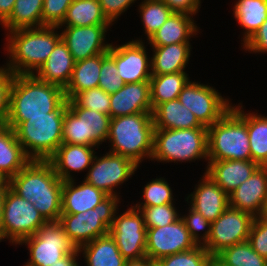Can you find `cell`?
I'll use <instances>...</instances> for the list:
<instances>
[{"label": "cell", "mask_w": 267, "mask_h": 266, "mask_svg": "<svg viewBox=\"0 0 267 266\" xmlns=\"http://www.w3.org/2000/svg\"><path fill=\"white\" fill-rule=\"evenodd\" d=\"M9 186L31 202L47 222L59 221L63 181L48 160H31L9 180Z\"/></svg>", "instance_id": "cell-1"}, {"label": "cell", "mask_w": 267, "mask_h": 266, "mask_svg": "<svg viewBox=\"0 0 267 266\" xmlns=\"http://www.w3.org/2000/svg\"><path fill=\"white\" fill-rule=\"evenodd\" d=\"M66 100L64 89L32 75H14L7 125L14 129L27 117L49 116Z\"/></svg>", "instance_id": "cell-2"}, {"label": "cell", "mask_w": 267, "mask_h": 266, "mask_svg": "<svg viewBox=\"0 0 267 266\" xmlns=\"http://www.w3.org/2000/svg\"><path fill=\"white\" fill-rule=\"evenodd\" d=\"M58 29V26H42L8 32L5 48L9 62L3 67L14 75L35 74L61 40Z\"/></svg>", "instance_id": "cell-3"}, {"label": "cell", "mask_w": 267, "mask_h": 266, "mask_svg": "<svg viewBox=\"0 0 267 266\" xmlns=\"http://www.w3.org/2000/svg\"><path fill=\"white\" fill-rule=\"evenodd\" d=\"M242 104L232 107L207 127L208 161L251 160L246 113Z\"/></svg>", "instance_id": "cell-4"}, {"label": "cell", "mask_w": 267, "mask_h": 266, "mask_svg": "<svg viewBox=\"0 0 267 266\" xmlns=\"http://www.w3.org/2000/svg\"><path fill=\"white\" fill-rule=\"evenodd\" d=\"M154 122L152 112L111 118L107 140L111 153L132 159L137 165L151 160Z\"/></svg>", "instance_id": "cell-5"}, {"label": "cell", "mask_w": 267, "mask_h": 266, "mask_svg": "<svg viewBox=\"0 0 267 266\" xmlns=\"http://www.w3.org/2000/svg\"><path fill=\"white\" fill-rule=\"evenodd\" d=\"M66 99L49 116L27 117L13 130L24 152L31 160H48L62 144Z\"/></svg>", "instance_id": "cell-6"}, {"label": "cell", "mask_w": 267, "mask_h": 266, "mask_svg": "<svg viewBox=\"0 0 267 266\" xmlns=\"http://www.w3.org/2000/svg\"><path fill=\"white\" fill-rule=\"evenodd\" d=\"M196 159L208 162L207 127L154 129L151 160L178 164Z\"/></svg>", "instance_id": "cell-7"}, {"label": "cell", "mask_w": 267, "mask_h": 266, "mask_svg": "<svg viewBox=\"0 0 267 266\" xmlns=\"http://www.w3.org/2000/svg\"><path fill=\"white\" fill-rule=\"evenodd\" d=\"M23 244L27 245L30 254L23 266H74L80 256L58 221L42 225L35 235L18 245Z\"/></svg>", "instance_id": "cell-8"}, {"label": "cell", "mask_w": 267, "mask_h": 266, "mask_svg": "<svg viewBox=\"0 0 267 266\" xmlns=\"http://www.w3.org/2000/svg\"><path fill=\"white\" fill-rule=\"evenodd\" d=\"M120 204L119 196H107L94 209L76 214H61L59 223L63 226L70 242L79 249L97 237L109 234Z\"/></svg>", "instance_id": "cell-9"}, {"label": "cell", "mask_w": 267, "mask_h": 266, "mask_svg": "<svg viewBox=\"0 0 267 266\" xmlns=\"http://www.w3.org/2000/svg\"><path fill=\"white\" fill-rule=\"evenodd\" d=\"M40 212L31 202L15 193L10 187L5 194L0 242L8 239L16 246L25 238L35 235L46 224Z\"/></svg>", "instance_id": "cell-10"}, {"label": "cell", "mask_w": 267, "mask_h": 266, "mask_svg": "<svg viewBox=\"0 0 267 266\" xmlns=\"http://www.w3.org/2000/svg\"><path fill=\"white\" fill-rule=\"evenodd\" d=\"M111 116L87 108H69L64 114L62 143L98 147L106 142Z\"/></svg>", "instance_id": "cell-11"}, {"label": "cell", "mask_w": 267, "mask_h": 266, "mask_svg": "<svg viewBox=\"0 0 267 266\" xmlns=\"http://www.w3.org/2000/svg\"><path fill=\"white\" fill-rule=\"evenodd\" d=\"M254 216L229 206L211 223L210 236L203 245L211 256L223 249L248 240Z\"/></svg>", "instance_id": "cell-12"}, {"label": "cell", "mask_w": 267, "mask_h": 266, "mask_svg": "<svg viewBox=\"0 0 267 266\" xmlns=\"http://www.w3.org/2000/svg\"><path fill=\"white\" fill-rule=\"evenodd\" d=\"M115 214L109 234L114 238L121 255L126 260L146 257L147 228L139 209L131 206L120 215Z\"/></svg>", "instance_id": "cell-13"}, {"label": "cell", "mask_w": 267, "mask_h": 266, "mask_svg": "<svg viewBox=\"0 0 267 266\" xmlns=\"http://www.w3.org/2000/svg\"><path fill=\"white\" fill-rule=\"evenodd\" d=\"M178 100L205 127L213 125L232 107L229 99L222 97L214 87L192 80L182 89Z\"/></svg>", "instance_id": "cell-14"}, {"label": "cell", "mask_w": 267, "mask_h": 266, "mask_svg": "<svg viewBox=\"0 0 267 266\" xmlns=\"http://www.w3.org/2000/svg\"><path fill=\"white\" fill-rule=\"evenodd\" d=\"M139 165L132 159L107 152L104 156H94L84 180L108 196H118L115 188L134 175Z\"/></svg>", "instance_id": "cell-15"}, {"label": "cell", "mask_w": 267, "mask_h": 266, "mask_svg": "<svg viewBox=\"0 0 267 266\" xmlns=\"http://www.w3.org/2000/svg\"><path fill=\"white\" fill-rule=\"evenodd\" d=\"M197 246L181 217L163 227L147 228L146 257L151 260L158 261Z\"/></svg>", "instance_id": "cell-16"}, {"label": "cell", "mask_w": 267, "mask_h": 266, "mask_svg": "<svg viewBox=\"0 0 267 266\" xmlns=\"http://www.w3.org/2000/svg\"><path fill=\"white\" fill-rule=\"evenodd\" d=\"M142 39L128 41L125 44L113 45L108 49V55L115 61L118 75L126 83L150 81L151 58ZM149 57V58H148Z\"/></svg>", "instance_id": "cell-17"}, {"label": "cell", "mask_w": 267, "mask_h": 266, "mask_svg": "<svg viewBox=\"0 0 267 266\" xmlns=\"http://www.w3.org/2000/svg\"><path fill=\"white\" fill-rule=\"evenodd\" d=\"M112 25L64 27L62 41L78 62L98 54L107 53L112 43L106 42L107 29Z\"/></svg>", "instance_id": "cell-18"}, {"label": "cell", "mask_w": 267, "mask_h": 266, "mask_svg": "<svg viewBox=\"0 0 267 266\" xmlns=\"http://www.w3.org/2000/svg\"><path fill=\"white\" fill-rule=\"evenodd\" d=\"M267 197V166L255 172L229 194V206L257 217L261 214Z\"/></svg>", "instance_id": "cell-19"}, {"label": "cell", "mask_w": 267, "mask_h": 266, "mask_svg": "<svg viewBox=\"0 0 267 266\" xmlns=\"http://www.w3.org/2000/svg\"><path fill=\"white\" fill-rule=\"evenodd\" d=\"M195 186L185 201L212 223L229 207V195L205 173Z\"/></svg>", "instance_id": "cell-20"}, {"label": "cell", "mask_w": 267, "mask_h": 266, "mask_svg": "<svg viewBox=\"0 0 267 266\" xmlns=\"http://www.w3.org/2000/svg\"><path fill=\"white\" fill-rule=\"evenodd\" d=\"M143 112H153L150 81L126 83L120 90L110 94L111 118Z\"/></svg>", "instance_id": "cell-21"}, {"label": "cell", "mask_w": 267, "mask_h": 266, "mask_svg": "<svg viewBox=\"0 0 267 266\" xmlns=\"http://www.w3.org/2000/svg\"><path fill=\"white\" fill-rule=\"evenodd\" d=\"M95 146L62 143L56 152L48 159L54 171L62 181L75 179L71 172H81L89 169L97 154Z\"/></svg>", "instance_id": "cell-22"}, {"label": "cell", "mask_w": 267, "mask_h": 266, "mask_svg": "<svg viewBox=\"0 0 267 266\" xmlns=\"http://www.w3.org/2000/svg\"><path fill=\"white\" fill-rule=\"evenodd\" d=\"M207 174L228 195L244 183L259 167L252 160L208 161Z\"/></svg>", "instance_id": "cell-23"}, {"label": "cell", "mask_w": 267, "mask_h": 266, "mask_svg": "<svg viewBox=\"0 0 267 266\" xmlns=\"http://www.w3.org/2000/svg\"><path fill=\"white\" fill-rule=\"evenodd\" d=\"M75 179L63 181L61 214H76L94 209L108 195L92 184L76 185Z\"/></svg>", "instance_id": "cell-24"}, {"label": "cell", "mask_w": 267, "mask_h": 266, "mask_svg": "<svg viewBox=\"0 0 267 266\" xmlns=\"http://www.w3.org/2000/svg\"><path fill=\"white\" fill-rule=\"evenodd\" d=\"M193 19V15L173 12L148 39V44L150 46H167L175 43H190L191 37L199 32V27Z\"/></svg>", "instance_id": "cell-25"}, {"label": "cell", "mask_w": 267, "mask_h": 266, "mask_svg": "<svg viewBox=\"0 0 267 266\" xmlns=\"http://www.w3.org/2000/svg\"><path fill=\"white\" fill-rule=\"evenodd\" d=\"M74 65L73 55L61 39L34 75L42 81L65 89L71 79Z\"/></svg>", "instance_id": "cell-26"}, {"label": "cell", "mask_w": 267, "mask_h": 266, "mask_svg": "<svg viewBox=\"0 0 267 266\" xmlns=\"http://www.w3.org/2000/svg\"><path fill=\"white\" fill-rule=\"evenodd\" d=\"M151 75H164L183 72L191 56L190 43H175L167 46H150Z\"/></svg>", "instance_id": "cell-27"}, {"label": "cell", "mask_w": 267, "mask_h": 266, "mask_svg": "<svg viewBox=\"0 0 267 266\" xmlns=\"http://www.w3.org/2000/svg\"><path fill=\"white\" fill-rule=\"evenodd\" d=\"M154 129H192L203 126L178 99L159 104L152 112Z\"/></svg>", "instance_id": "cell-28"}, {"label": "cell", "mask_w": 267, "mask_h": 266, "mask_svg": "<svg viewBox=\"0 0 267 266\" xmlns=\"http://www.w3.org/2000/svg\"><path fill=\"white\" fill-rule=\"evenodd\" d=\"M30 161L14 130L8 125L0 126V171L10 180Z\"/></svg>", "instance_id": "cell-29"}, {"label": "cell", "mask_w": 267, "mask_h": 266, "mask_svg": "<svg viewBox=\"0 0 267 266\" xmlns=\"http://www.w3.org/2000/svg\"><path fill=\"white\" fill-rule=\"evenodd\" d=\"M78 250L80 254L82 252L86 266H124L126 262L110 234L97 237Z\"/></svg>", "instance_id": "cell-30"}, {"label": "cell", "mask_w": 267, "mask_h": 266, "mask_svg": "<svg viewBox=\"0 0 267 266\" xmlns=\"http://www.w3.org/2000/svg\"><path fill=\"white\" fill-rule=\"evenodd\" d=\"M101 54L75 62L71 79L64 89L65 97L72 100L79 92L98 87Z\"/></svg>", "instance_id": "cell-31"}, {"label": "cell", "mask_w": 267, "mask_h": 266, "mask_svg": "<svg viewBox=\"0 0 267 266\" xmlns=\"http://www.w3.org/2000/svg\"><path fill=\"white\" fill-rule=\"evenodd\" d=\"M64 25V26H63ZM113 25L104 15L99 0H73L63 22L58 26Z\"/></svg>", "instance_id": "cell-32"}, {"label": "cell", "mask_w": 267, "mask_h": 266, "mask_svg": "<svg viewBox=\"0 0 267 266\" xmlns=\"http://www.w3.org/2000/svg\"><path fill=\"white\" fill-rule=\"evenodd\" d=\"M233 14L245 32L241 44H245L267 19V0H238Z\"/></svg>", "instance_id": "cell-33"}, {"label": "cell", "mask_w": 267, "mask_h": 266, "mask_svg": "<svg viewBox=\"0 0 267 266\" xmlns=\"http://www.w3.org/2000/svg\"><path fill=\"white\" fill-rule=\"evenodd\" d=\"M189 81L190 78L185 71L173 74L152 75L150 78L152 110L163 102L178 99V95Z\"/></svg>", "instance_id": "cell-34"}, {"label": "cell", "mask_w": 267, "mask_h": 266, "mask_svg": "<svg viewBox=\"0 0 267 266\" xmlns=\"http://www.w3.org/2000/svg\"><path fill=\"white\" fill-rule=\"evenodd\" d=\"M43 0H16L10 17L2 24L8 31L39 28L42 22Z\"/></svg>", "instance_id": "cell-35"}, {"label": "cell", "mask_w": 267, "mask_h": 266, "mask_svg": "<svg viewBox=\"0 0 267 266\" xmlns=\"http://www.w3.org/2000/svg\"><path fill=\"white\" fill-rule=\"evenodd\" d=\"M251 160L259 166H267V116L246 113Z\"/></svg>", "instance_id": "cell-36"}, {"label": "cell", "mask_w": 267, "mask_h": 266, "mask_svg": "<svg viewBox=\"0 0 267 266\" xmlns=\"http://www.w3.org/2000/svg\"><path fill=\"white\" fill-rule=\"evenodd\" d=\"M216 257L226 266H267V259L260 256L248 241L227 247Z\"/></svg>", "instance_id": "cell-37"}, {"label": "cell", "mask_w": 267, "mask_h": 266, "mask_svg": "<svg viewBox=\"0 0 267 266\" xmlns=\"http://www.w3.org/2000/svg\"><path fill=\"white\" fill-rule=\"evenodd\" d=\"M138 6L147 40L173 13L169 6L162 0H143Z\"/></svg>", "instance_id": "cell-38"}, {"label": "cell", "mask_w": 267, "mask_h": 266, "mask_svg": "<svg viewBox=\"0 0 267 266\" xmlns=\"http://www.w3.org/2000/svg\"><path fill=\"white\" fill-rule=\"evenodd\" d=\"M69 108H87L110 115V94L100 87L79 92L72 100H68Z\"/></svg>", "instance_id": "cell-39"}, {"label": "cell", "mask_w": 267, "mask_h": 266, "mask_svg": "<svg viewBox=\"0 0 267 266\" xmlns=\"http://www.w3.org/2000/svg\"><path fill=\"white\" fill-rule=\"evenodd\" d=\"M134 207L142 213L146 228L163 227L177 221L182 215L179 214L174 203Z\"/></svg>", "instance_id": "cell-40"}, {"label": "cell", "mask_w": 267, "mask_h": 266, "mask_svg": "<svg viewBox=\"0 0 267 266\" xmlns=\"http://www.w3.org/2000/svg\"><path fill=\"white\" fill-rule=\"evenodd\" d=\"M142 191L143 202H138L134 206H158L175 202L172 189L165 178H153Z\"/></svg>", "instance_id": "cell-41"}, {"label": "cell", "mask_w": 267, "mask_h": 266, "mask_svg": "<svg viewBox=\"0 0 267 266\" xmlns=\"http://www.w3.org/2000/svg\"><path fill=\"white\" fill-rule=\"evenodd\" d=\"M212 256L202 245L158 260L162 266H209Z\"/></svg>", "instance_id": "cell-42"}, {"label": "cell", "mask_w": 267, "mask_h": 266, "mask_svg": "<svg viewBox=\"0 0 267 266\" xmlns=\"http://www.w3.org/2000/svg\"><path fill=\"white\" fill-rule=\"evenodd\" d=\"M117 71L115 61L108 55V52L102 53L98 87L108 94L120 90L125 85V82L117 74Z\"/></svg>", "instance_id": "cell-43"}, {"label": "cell", "mask_w": 267, "mask_h": 266, "mask_svg": "<svg viewBox=\"0 0 267 266\" xmlns=\"http://www.w3.org/2000/svg\"><path fill=\"white\" fill-rule=\"evenodd\" d=\"M181 219L195 243L203 246L210 236L211 222H209L201 213L194 210L190 205L188 214L182 215ZM201 231L203 232L202 234L200 233Z\"/></svg>", "instance_id": "cell-44"}, {"label": "cell", "mask_w": 267, "mask_h": 266, "mask_svg": "<svg viewBox=\"0 0 267 266\" xmlns=\"http://www.w3.org/2000/svg\"><path fill=\"white\" fill-rule=\"evenodd\" d=\"M73 0H43V26H59Z\"/></svg>", "instance_id": "cell-45"}, {"label": "cell", "mask_w": 267, "mask_h": 266, "mask_svg": "<svg viewBox=\"0 0 267 266\" xmlns=\"http://www.w3.org/2000/svg\"><path fill=\"white\" fill-rule=\"evenodd\" d=\"M251 247L262 257L267 259V220L259 216L254 218L248 236Z\"/></svg>", "instance_id": "cell-46"}, {"label": "cell", "mask_w": 267, "mask_h": 266, "mask_svg": "<svg viewBox=\"0 0 267 266\" xmlns=\"http://www.w3.org/2000/svg\"><path fill=\"white\" fill-rule=\"evenodd\" d=\"M14 79V74L0 67V126L7 125L9 116L10 89Z\"/></svg>", "instance_id": "cell-47"}, {"label": "cell", "mask_w": 267, "mask_h": 266, "mask_svg": "<svg viewBox=\"0 0 267 266\" xmlns=\"http://www.w3.org/2000/svg\"><path fill=\"white\" fill-rule=\"evenodd\" d=\"M135 2L136 0H99L104 15L112 24Z\"/></svg>", "instance_id": "cell-48"}, {"label": "cell", "mask_w": 267, "mask_h": 266, "mask_svg": "<svg viewBox=\"0 0 267 266\" xmlns=\"http://www.w3.org/2000/svg\"><path fill=\"white\" fill-rule=\"evenodd\" d=\"M242 47L244 48L243 50L250 53L260 54L267 52V19Z\"/></svg>", "instance_id": "cell-49"}, {"label": "cell", "mask_w": 267, "mask_h": 266, "mask_svg": "<svg viewBox=\"0 0 267 266\" xmlns=\"http://www.w3.org/2000/svg\"><path fill=\"white\" fill-rule=\"evenodd\" d=\"M173 12L196 15L201 8V0H162Z\"/></svg>", "instance_id": "cell-50"}, {"label": "cell", "mask_w": 267, "mask_h": 266, "mask_svg": "<svg viewBox=\"0 0 267 266\" xmlns=\"http://www.w3.org/2000/svg\"><path fill=\"white\" fill-rule=\"evenodd\" d=\"M16 0H0V25L11 15Z\"/></svg>", "instance_id": "cell-51"}, {"label": "cell", "mask_w": 267, "mask_h": 266, "mask_svg": "<svg viewBox=\"0 0 267 266\" xmlns=\"http://www.w3.org/2000/svg\"><path fill=\"white\" fill-rule=\"evenodd\" d=\"M124 266H149V258L144 257L138 260H126Z\"/></svg>", "instance_id": "cell-52"}, {"label": "cell", "mask_w": 267, "mask_h": 266, "mask_svg": "<svg viewBox=\"0 0 267 266\" xmlns=\"http://www.w3.org/2000/svg\"><path fill=\"white\" fill-rule=\"evenodd\" d=\"M10 186H0V227L2 222L3 206L5 200V194Z\"/></svg>", "instance_id": "cell-53"}, {"label": "cell", "mask_w": 267, "mask_h": 266, "mask_svg": "<svg viewBox=\"0 0 267 266\" xmlns=\"http://www.w3.org/2000/svg\"><path fill=\"white\" fill-rule=\"evenodd\" d=\"M209 266H226V265L222 263L216 256H212V258L209 261Z\"/></svg>", "instance_id": "cell-54"}, {"label": "cell", "mask_w": 267, "mask_h": 266, "mask_svg": "<svg viewBox=\"0 0 267 266\" xmlns=\"http://www.w3.org/2000/svg\"><path fill=\"white\" fill-rule=\"evenodd\" d=\"M0 186H9V179L0 171Z\"/></svg>", "instance_id": "cell-55"}, {"label": "cell", "mask_w": 267, "mask_h": 266, "mask_svg": "<svg viewBox=\"0 0 267 266\" xmlns=\"http://www.w3.org/2000/svg\"><path fill=\"white\" fill-rule=\"evenodd\" d=\"M259 217L267 220V197L265 198V202Z\"/></svg>", "instance_id": "cell-56"}, {"label": "cell", "mask_w": 267, "mask_h": 266, "mask_svg": "<svg viewBox=\"0 0 267 266\" xmlns=\"http://www.w3.org/2000/svg\"><path fill=\"white\" fill-rule=\"evenodd\" d=\"M149 266H162L158 261L149 259Z\"/></svg>", "instance_id": "cell-57"}]
</instances>
